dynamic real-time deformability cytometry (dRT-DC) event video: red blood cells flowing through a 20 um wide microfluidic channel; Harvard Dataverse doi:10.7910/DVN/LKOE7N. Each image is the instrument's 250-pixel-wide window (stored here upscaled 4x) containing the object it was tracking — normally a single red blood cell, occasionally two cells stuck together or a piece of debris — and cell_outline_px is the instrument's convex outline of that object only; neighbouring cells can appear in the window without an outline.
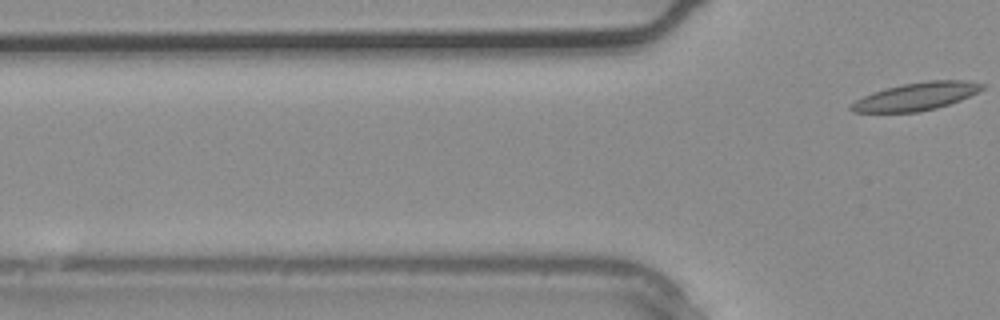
{"species": "common noctule bat (a hibernating species)", "species_latin": "Nyctalus noctula", "temperature_condition": "warm", "stored_images_in_passage": 4, "segment_of_instrument_passage": [2, 2], "camera_frame_rate_fps": 3000, "um_per_image_px": 0.085, "animal": {"sex": "male", "body_mass_g": 20.4}, "frame": {"image": 1, "passage_image": 4, "time_ms": 1.0, "image_size_px": [1000, 320], "cell_outline_px": [[984, 88], [960, 100], [936, 108], [920, 112], [852, 112], [848, 108], [856, 100], [872, 92], [904, 84], [928, 80], [964, 80], [984, 84]], "centroid_in_image_um": [77.87, 8.2], "position_along_channel_um": 47.9, "area_um2": 20.92}}